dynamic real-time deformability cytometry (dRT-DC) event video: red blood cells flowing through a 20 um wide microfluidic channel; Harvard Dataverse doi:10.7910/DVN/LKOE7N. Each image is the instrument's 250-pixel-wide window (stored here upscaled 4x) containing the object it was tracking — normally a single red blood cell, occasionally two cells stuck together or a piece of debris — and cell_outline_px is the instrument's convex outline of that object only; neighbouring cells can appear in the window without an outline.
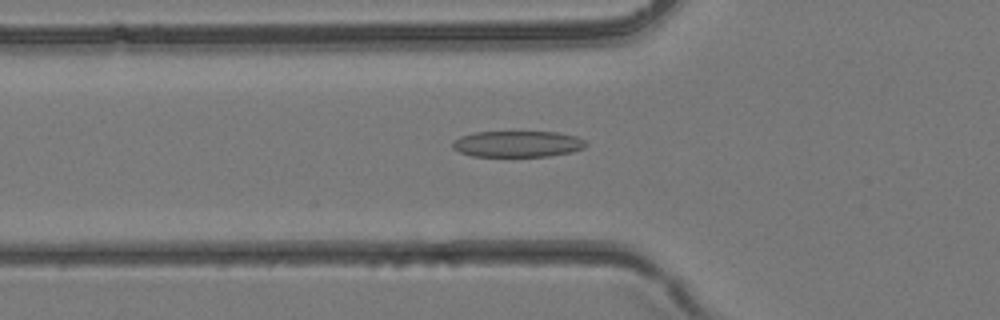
{"species": "common noctule bat (a hibernating species)", "species_latin": "Nyctalus noctula", "temperature_condition": "room temperature", "stored_images_in_passage": 30, "camera_frame_rate_fps": 3000, "um_per_image_px": 0.085, "animal": {"sex": "female", "body_mass_g": 24.6, "forearm_length_mm": 56.2}, "frame": {"image": 1, "passage_image": 5, "time_ms": 1.333, "image_size_px": [1000, 320], "cell_outline_px": [[588, 144], [584, 148], [572, 152], [548, 156], [472, 156], [460, 152], [452, 148], [452, 144], [460, 136], [476, 132], [556, 132], [576, 136], [584, 140]], "centroid_in_image_um": [44.01, 12.24], "position_along_channel_um": 81.8, "area_um2": 20.29}}
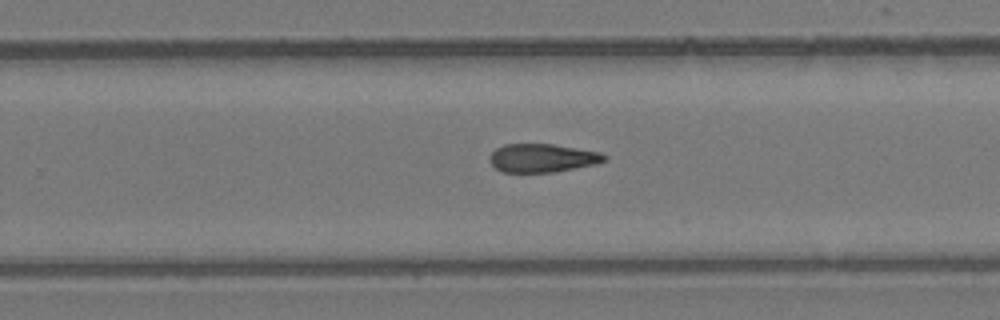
{"frame": {"image": 2, "passage_image": 16, "time_ms": 5.0, "image_size_px": [1000, 320], "cell_outline_px": [[608, 160], [596, 164], [556, 172], [504, 172], [496, 168], [492, 164], [492, 152], [496, 148], [504, 144], [552, 144], [600, 152], [608, 156]], "centroid_in_image_um": [46.16, 13.43], "position_along_channel_um": 283.6, "area_um2": 18.9}}
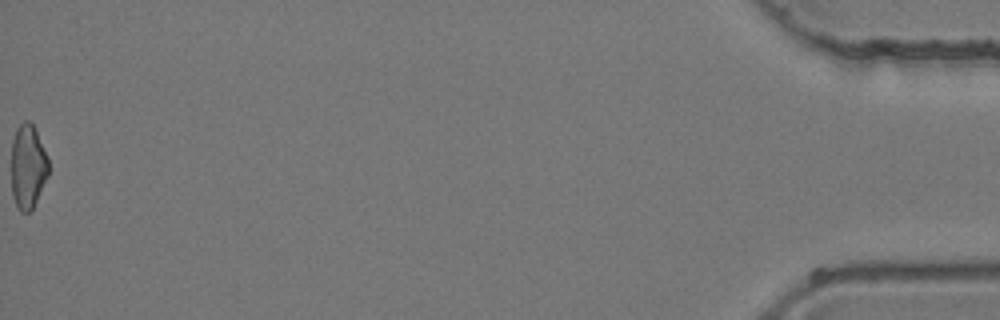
{"frame": {"image": 3, "passage_image": 30, "time_ms": 9.667, "image_size_px": [1000, 320], "cell_outline_px": [[48, 176], [32, 208], [28, 212], [20, 212], [16, 208], [12, 196], [12, 140], [16, 128], [24, 120], [28, 120], [32, 124], [48, 156]], "centroid_in_image_um": [2.36, 14.16], "position_along_channel_um": 432.8, "area_um2": 18.21}}